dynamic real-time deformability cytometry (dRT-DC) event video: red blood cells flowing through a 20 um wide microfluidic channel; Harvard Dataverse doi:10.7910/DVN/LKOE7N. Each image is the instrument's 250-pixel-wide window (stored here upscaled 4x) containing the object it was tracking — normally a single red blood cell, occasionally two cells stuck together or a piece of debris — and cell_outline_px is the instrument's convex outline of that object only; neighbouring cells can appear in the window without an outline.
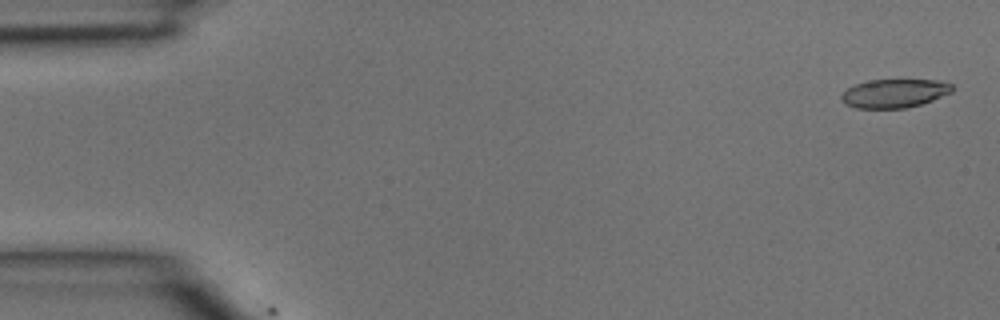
{"species": "common noctule bat (a hibernating species)", "species_latin": "Nyctalus noctula", "temperature_condition": "room temperature", "stored_images_in_passage": 3, "camera_frame_rate_fps": 3000, "um_per_image_px": 0.085, "animal": {"sex": "male", "body_mass_g": 15.6}, "frame": {"image": 1, "passage_image": 1, "time_ms": 0.0, "image_size_px": [1000, 320], "cell_outline_px": [[956, 88], [952, 92], [932, 100], [920, 104], [904, 108], [856, 108], [844, 104], [840, 100], [840, 96], [848, 88], [856, 84], [872, 80], [944, 80], [952, 84]], "centroid_in_image_um": [76.05, 7.93], "position_along_channel_um": 8.9, "area_um2": 18.55}}